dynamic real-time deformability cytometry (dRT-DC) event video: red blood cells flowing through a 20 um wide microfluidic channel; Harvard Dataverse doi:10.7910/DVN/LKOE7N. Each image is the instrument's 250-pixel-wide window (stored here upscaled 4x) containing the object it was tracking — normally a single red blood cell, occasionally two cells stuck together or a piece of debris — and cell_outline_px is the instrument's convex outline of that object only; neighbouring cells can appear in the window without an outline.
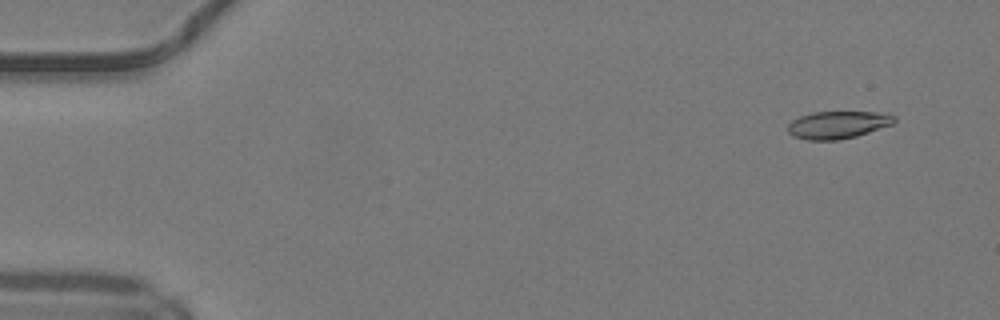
{"species": "common noctule bat (a hibernating species)", "species_latin": "Nyctalus noctula", "temperature_condition": "warm", "stored_images_in_passage": 50, "camera_frame_rate_fps": 3000, "um_per_image_px": 0.085, "animal": {"sex": "male", "body_mass_g": 19.2, "forearm_length_mm": 51.8}, "frame": {"image": 1, "passage_image": 4, "time_ms": 1.0, "image_size_px": [1000, 320], "cell_outline_px": [[896, 120], [892, 124], [856, 136], [836, 140], [808, 140], [792, 136], [788, 132], [788, 124], [792, 120], [800, 116], [812, 112], [880, 112], [896, 116]], "centroid_in_image_um": [71.19, 10.6], "position_along_channel_um": 13.8, "area_um2": 16.99}}
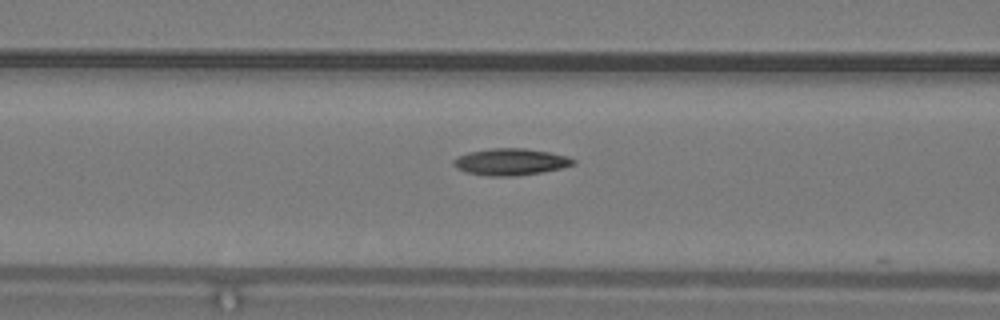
{"frame": {"image": 2, "passage_image": 21, "time_ms": 6.667, "image_size_px": [1000, 320], "cell_outline_px": [[576, 164], [560, 168], [540, 172], [516, 176], [488, 176], [468, 172], [456, 168], [452, 164], [452, 160], [468, 152], [492, 148], [524, 148], [548, 152], [568, 156], [576, 160]], "centroid_in_image_um": [43.4, 13.75], "position_along_channel_um": 123.2, "area_um2": 18.55}}
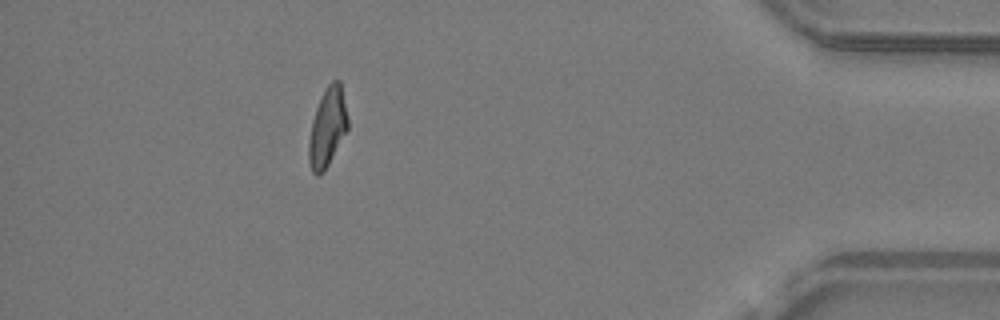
{"frame": {"image": 3, "passage_image": 45, "time_ms": 14.667, "image_size_px": [1000, 320], "cell_outline_px": [[348, 128], [324, 172], [320, 176], [316, 176], [312, 172], [308, 160], [308, 144], [312, 120], [316, 108], [328, 84], [332, 80], [340, 80], [348, 120]], "centroid_in_image_um": [27.82, 10.87], "position_along_channel_um": 407.4, "area_um2": 17.74}, "authors_computed_cell_mechanics": {"area_um2": 17.8602, "velocity_mm_per_s": 4.1959, "shape_relaxation_time_tau1_ms": null, "shape_relaxation_time_tau2_ms": 2.2873, "deformation_change_tau1": null, "deformation_change_tau2": 0.0986}}